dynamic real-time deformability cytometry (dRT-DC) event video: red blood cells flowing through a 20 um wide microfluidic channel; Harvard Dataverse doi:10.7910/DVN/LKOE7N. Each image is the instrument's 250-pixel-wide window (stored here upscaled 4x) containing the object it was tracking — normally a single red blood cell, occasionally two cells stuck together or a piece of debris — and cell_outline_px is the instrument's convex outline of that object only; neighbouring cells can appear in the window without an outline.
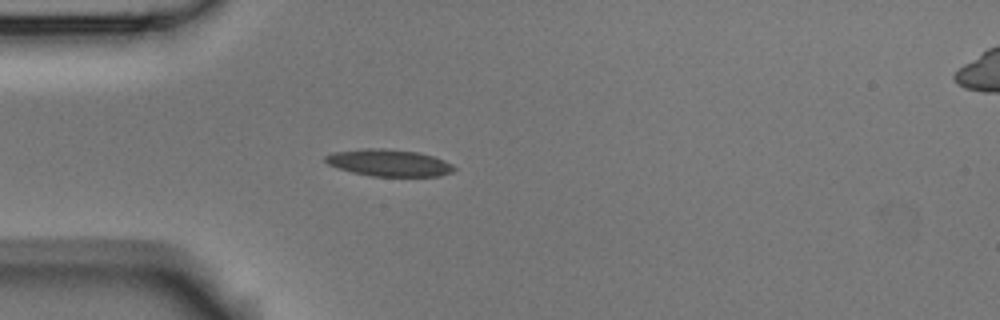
{"species": "Egyptian fruit bat (a non-hibernating species)", "species_latin": "Rousettus aegyptiacus", "temperature_condition": "room temperature", "stored_images_in_passage": 5, "camera_frame_rate_fps": 3000, "um_per_image_px": 0.085, "animal": {"sex": "male"}, "frame": {"image": 1, "passage_image": 5, "time_ms": 1.333, "image_size_px": [1000, 320], "cell_outline_px": [[456, 168], [452, 172], [440, 176], [372, 176], [352, 172], [328, 164], [324, 160], [324, 156], [332, 152], [364, 148], [384, 148], [416, 152], [432, 156], [444, 160], [452, 164]], "centroid_in_image_um": [33.05, 13.83], "position_along_channel_um": 52.0, "area_um2": 20.11}}